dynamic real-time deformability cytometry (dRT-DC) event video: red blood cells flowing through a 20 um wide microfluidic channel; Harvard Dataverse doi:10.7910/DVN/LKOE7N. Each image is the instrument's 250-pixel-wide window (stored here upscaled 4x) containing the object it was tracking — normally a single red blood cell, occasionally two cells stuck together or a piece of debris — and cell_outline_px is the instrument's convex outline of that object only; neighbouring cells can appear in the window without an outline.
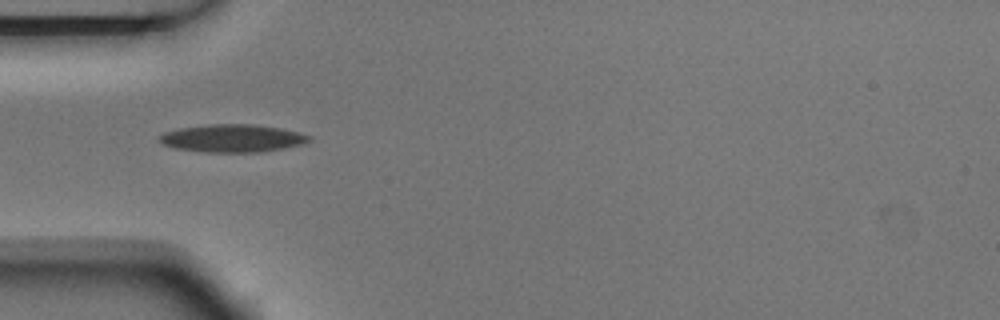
{"species": "Egyptian fruit bat (a non-hibernating species)", "species_latin": "Rousettus aegyptiacus", "temperature_condition": "room temperature", "stored_images_in_passage": 5, "camera_frame_rate_fps": 3000, "um_per_image_px": 0.085, "animal": {"sex": "male"}, "frame": {"image": 1, "passage_image": 3, "time_ms": 0.667, "image_size_px": [1000, 320], "cell_outline_px": [[312, 140], [300, 144], [284, 148], [260, 152], [208, 152], [176, 148], [164, 144], [160, 140], [160, 136], [168, 132], [180, 128], [208, 124], [252, 124], [280, 128], [312, 136]], "centroid_in_image_um": [19.8, 11.75], "position_along_channel_um": 65.2, "area_um2": 23.81}}
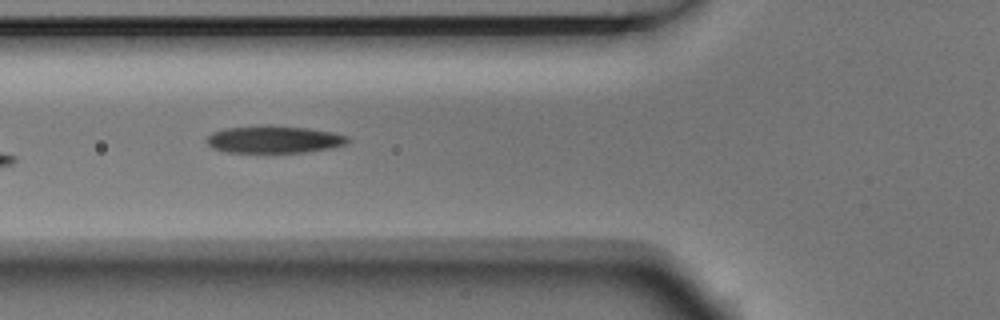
{"frame": {"image": 2, "passage_image": 4, "time_ms": 1.0, "image_size_px": [1000, 320], "cell_outline_px": [[352, 140], [344, 144], [332, 148], [304, 152], [228, 152], [212, 148], [204, 140], [212, 132], [228, 128], [268, 124], [308, 128], [332, 132], [348, 136]], "centroid_in_image_um": [23.3, 11.84], "position_along_channel_um": 102.5, "area_um2": 22.6}}
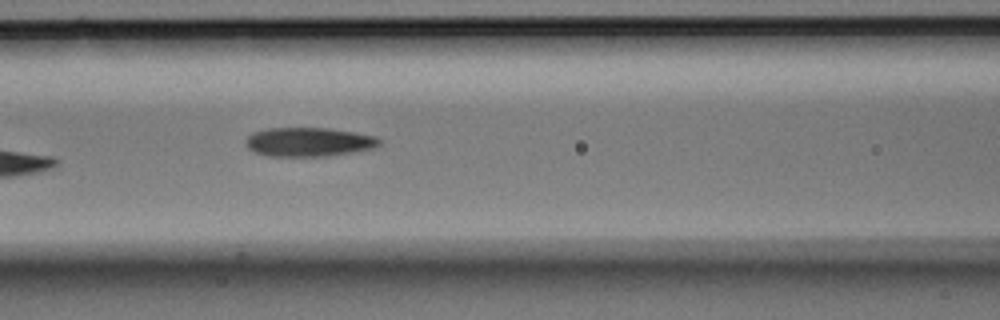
{"frame": {"image": 3, "passage_image": 5, "time_ms": 1.333, "image_size_px": [1000, 320], "cell_outline_px": [[384, 140], [376, 148], [324, 156], [268, 156], [256, 152], [248, 148], [244, 140], [252, 132], [268, 128], [328, 128], [376, 136]], "centroid_in_image_um": [26.25, 12.06], "position_along_channel_um": 140.3, "area_um2": 22.6}}